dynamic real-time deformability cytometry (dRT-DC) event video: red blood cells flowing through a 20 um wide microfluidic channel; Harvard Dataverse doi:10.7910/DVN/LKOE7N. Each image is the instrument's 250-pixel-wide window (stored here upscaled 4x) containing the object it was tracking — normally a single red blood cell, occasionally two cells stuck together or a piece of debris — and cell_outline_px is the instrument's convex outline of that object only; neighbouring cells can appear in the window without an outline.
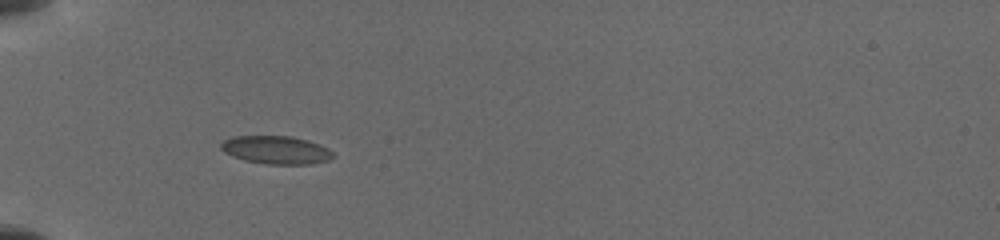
{"species": "common noctule bat (a hibernating species)", "species_latin": "Nyctalus noctula", "temperature_condition": "cold", "stored_images_in_passage": 8, "camera_frame_rate_fps": 3000, "um_per_image_px": 0.085, "animal": {"sex": "female", "body_mass_g": 19.5, "forearm_length_mm": 54.1}, "frame": {"image": 1, "passage_image": 3, "time_ms": 1.333, "image_size_px": [1000, 240], "cell_outline_px": [[336, 156], [328, 160], [308, 164], [268, 164], [244, 160], [232, 156], [224, 152], [220, 148], [220, 144], [224, 140], [232, 136], [292, 136], [308, 140], [328, 148]], "centroid_in_image_um": [23.45, 12.74], "position_along_channel_um": 61.5, "area_um2": 18.38}}
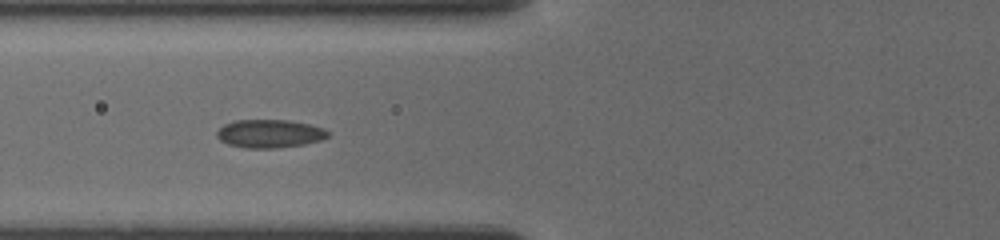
{"frame": {"image": 2, "passage_image": 5, "time_ms": 2.667, "image_size_px": [1000, 240], "cell_outline_px": [[328, 136], [320, 140], [304, 144], [276, 148], [244, 148], [228, 144], [220, 140], [216, 136], [216, 132], [224, 124], [236, 120], [288, 120], [308, 124], [324, 128], [328, 132]], "centroid_in_image_um": [22.89, 11.36], "position_along_channel_um": 102.9, "area_um2": 18.21}}
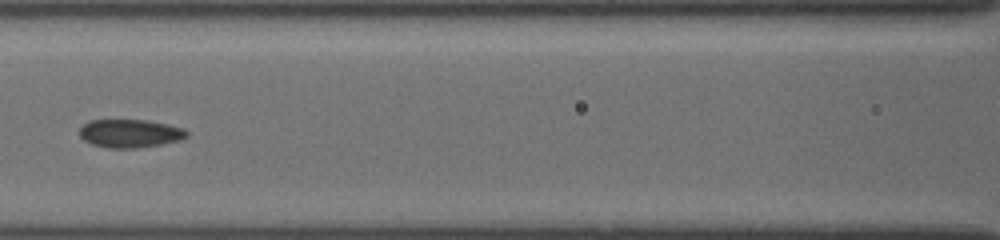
{"frame": {"image": 3, "passage_image": 7, "time_ms": 4.0, "image_size_px": [1000, 240], "cell_outline_px": [[188, 136], [180, 140], [160, 144], [132, 148], [108, 148], [92, 144], [84, 140], [80, 136], [80, 128], [88, 120], [148, 120], [168, 124], [184, 128], [188, 132]], "centroid_in_image_um": [11.06, 11.33], "position_along_channel_um": 155.5, "area_um2": 17.63}}